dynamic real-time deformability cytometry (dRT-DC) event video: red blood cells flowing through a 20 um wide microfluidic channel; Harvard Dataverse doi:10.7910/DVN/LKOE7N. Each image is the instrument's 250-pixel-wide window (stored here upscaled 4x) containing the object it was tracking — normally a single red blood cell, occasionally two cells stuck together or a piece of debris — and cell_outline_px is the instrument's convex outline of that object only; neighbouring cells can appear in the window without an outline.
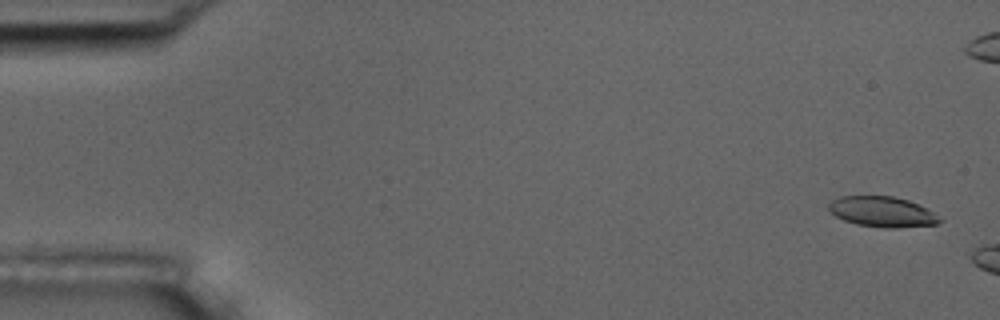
{"species": "common noctule bat (a hibernating species)", "species_latin": "Nyctalus noctula", "temperature_condition": "room temperature", "stored_images_in_passage": 3, "camera_frame_rate_fps": 3000, "um_per_image_px": 0.085, "animal": {"sex": "male", "body_mass_g": 17.5, "forearm_length_mm": 52.3}, "frame": {"image": 1, "passage_image": 1, "time_ms": 0.0, "image_size_px": [1000, 320], "cell_outline_px": [[944, 220], [936, 224], [896, 228], [884, 228], [856, 224], [844, 220], [828, 212], [828, 204], [832, 200], [840, 196], [892, 196], [908, 200], [932, 212]], "centroid_in_image_um": [74.94, 18.0], "position_along_channel_um": 10.1, "area_um2": 19.59}}